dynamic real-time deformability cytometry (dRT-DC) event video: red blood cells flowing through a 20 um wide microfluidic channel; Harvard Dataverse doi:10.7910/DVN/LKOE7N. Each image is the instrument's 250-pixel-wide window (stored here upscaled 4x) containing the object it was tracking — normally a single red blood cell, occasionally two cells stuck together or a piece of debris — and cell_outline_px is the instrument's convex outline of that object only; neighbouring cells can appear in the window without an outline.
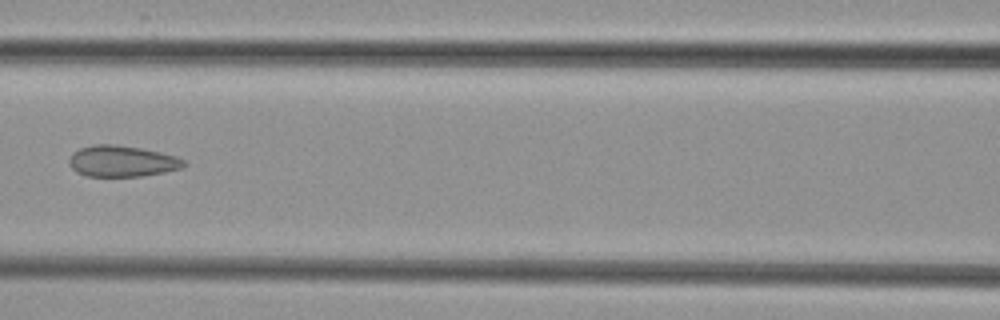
{"species": "common noctule bat (a hibernating species)", "species_latin": "Nyctalus noctula", "temperature_condition": "cold", "stored_images_in_passage": 6, "camera_frame_rate_fps": 3000, "um_per_image_px": 0.085, "animal": {"sex": "female", "body_mass_g": 29.2, "forearm_length_mm": 56.3}, "frame": {"image": 1, "passage_image": 5, "time_ms": 5.0, "image_size_px": [1000, 320], "cell_outline_px": [[188, 164], [180, 168], [164, 172], [140, 176], [88, 176], [76, 172], [68, 164], [68, 160], [72, 152], [80, 148], [92, 144], [116, 144], [140, 148], [160, 152], [176, 156], [184, 160]], "centroid_in_image_um": [10.34, 13.69], "position_along_channel_um": 156.3, "area_um2": 20.92}}
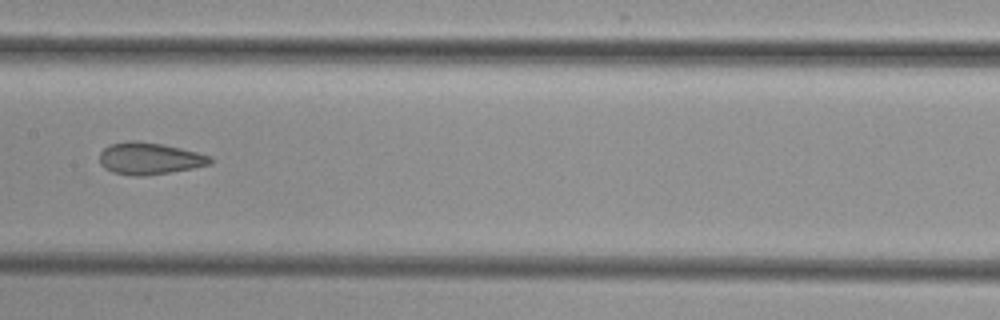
{"frame": {"image": 2, "passage_image": 6, "time_ms": 6.0, "image_size_px": [1000, 320], "cell_outline_px": [[212, 164], [192, 168], [144, 176], [136, 176], [112, 172], [104, 168], [100, 164], [100, 152], [108, 144], [128, 140], [136, 140], [160, 144], [180, 148], [212, 156]], "centroid_in_image_um": [12.68, 13.46], "position_along_channel_um": 194.7, "area_um2": 20.58}}